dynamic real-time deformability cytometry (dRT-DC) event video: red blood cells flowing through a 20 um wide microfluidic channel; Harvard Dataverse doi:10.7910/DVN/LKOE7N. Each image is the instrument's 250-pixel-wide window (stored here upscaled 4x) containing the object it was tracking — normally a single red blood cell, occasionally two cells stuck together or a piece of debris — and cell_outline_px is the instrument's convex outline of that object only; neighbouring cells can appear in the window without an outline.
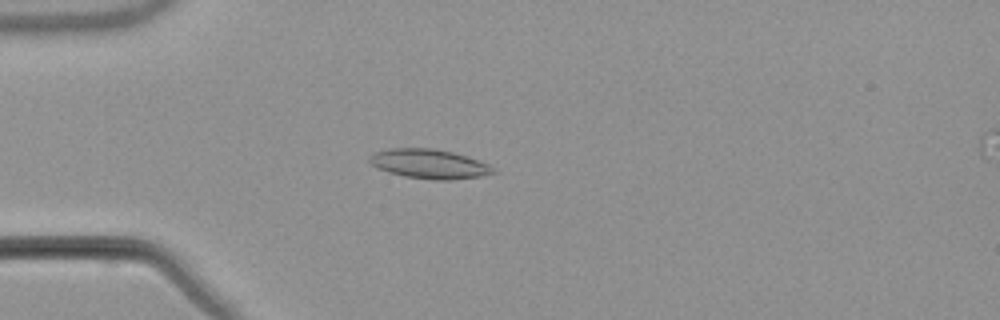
{"species": "common noctule bat (a hibernating species)", "species_latin": "Nyctalus noctula", "temperature_condition": "warm", "stored_images_in_passage": 52, "camera_frame_rate_fps": 3000, "um_per_image_px": 0.085, "animal": {"sex": "male", "body_mass_g": 21.5, "forearm_length_mm": 52.0}, "frame": {"image": 1, "passage_image": 13, "time_ms": 4.0, "image_size_px": [1000, 320], "cell_outline_px": [[496, 172], [480, 176], [452, 180], [432, 180], [404, 176], [388, 172], [376, 168], [368, 160], [368, 156], [376, 152], [392, 148], [432, 148], [452, 152], [488, 164]], "centroid_in_image_um": [36.43, 13.94], "position_along_channel_um": 48.6, "area_um2": 20.98}}
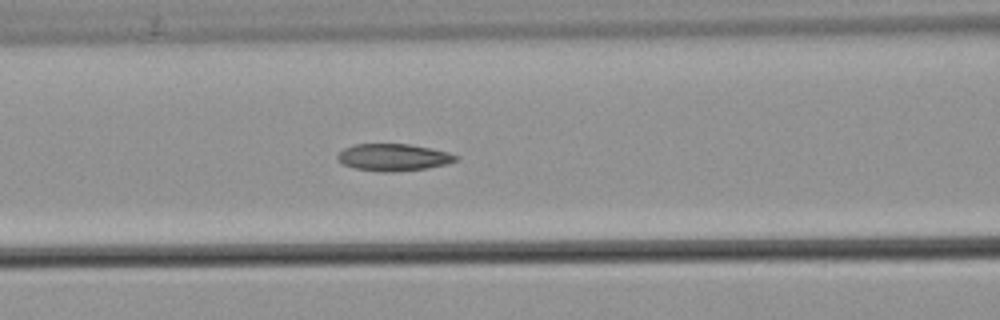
{"frame": {"image": 2, "passage_image": 21, "time_ms": 6.667, "image_size_px": [1000, 320], "cell_outline_px": [[460, 156], [456, 160], [448, 164], [428, 168], [392, 172], [384, 172], [356, 168], [344, 164], [336, 160], [336, 156], [344, 148], [356, 144], [408, 144], [432, 148], [448, 152]], "centroid_in_image_um": [33.46, 13.37], "position_along_channel_um": 133.1, "area_um2": 18.67}}
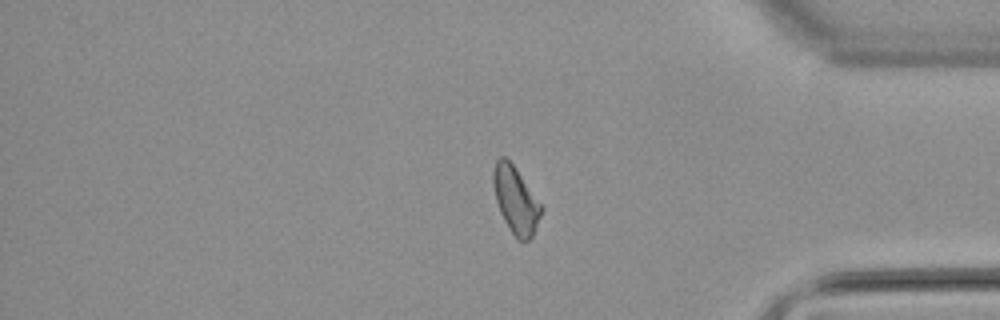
{"frame": {"image": 3, "passage_image": 43, "time_ms": 14.0, "image_size_px": [1000, 320], "cell_outline_px": [[544, 208], [532, 236], [528, 240], [516, 240], [508, 228], [500, 212], [496, 200], [492, 184], [492, 172], [496, 160], [500, 156], [504, 156], [516, 168]], "centroid_in_image_um": [43.82, 17.0], "position_along_channel_um": 391.4, "area_um2": 18.73}, "authors_computed_cell_mechanics": {"area_um2": 18.9295, "velocity_mm_per_s": 3.8058, "shape_relaxation_time_tau1_ms": null, "shape_relaxation_time_tau2_ms": 4.7346, "deformation_change_tau1": null, "deformation_change_tau2": 0.1067}}